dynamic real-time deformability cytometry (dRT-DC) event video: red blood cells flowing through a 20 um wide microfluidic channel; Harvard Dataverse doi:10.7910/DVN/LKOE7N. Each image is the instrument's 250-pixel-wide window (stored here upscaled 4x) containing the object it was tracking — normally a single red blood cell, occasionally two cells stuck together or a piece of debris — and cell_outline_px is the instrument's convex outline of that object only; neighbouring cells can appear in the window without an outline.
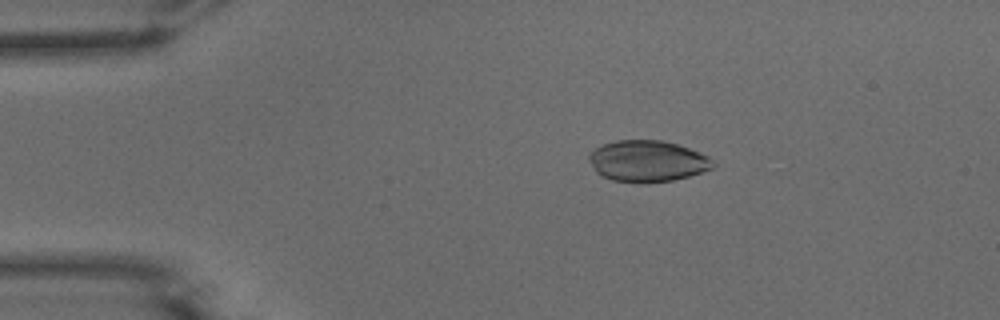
{"species": "common noctule bat (a hibernating species)", "species_latin": "Nyctalus noctula", "temperature_condition": "warm", "stored_images_in_passage": 27, "camera_frame_rate_fps": 3000, "um_per_image_px": 0.085, "animal": {"sex": "male", "body_mass_g": 15.6}, "frame": {"image": 1, "passage_image": 4, "time_ms": 1.0, "image_size_px": [1000, 320], "cell_outline_px": [[716, 164], [712, 168], [688, 176], [672, 180], [644, 184], [612, 180], [596, 172], [588, 160], [588, 156], [596, 148], [604, 144], [616, 140], [660, 140], [676, 144], [688, 148], [708, 156]], "centroid_in_image_um": [55.02, 13.7], "position_along_channel_um": 30.0, "area_um2": 29.71}}
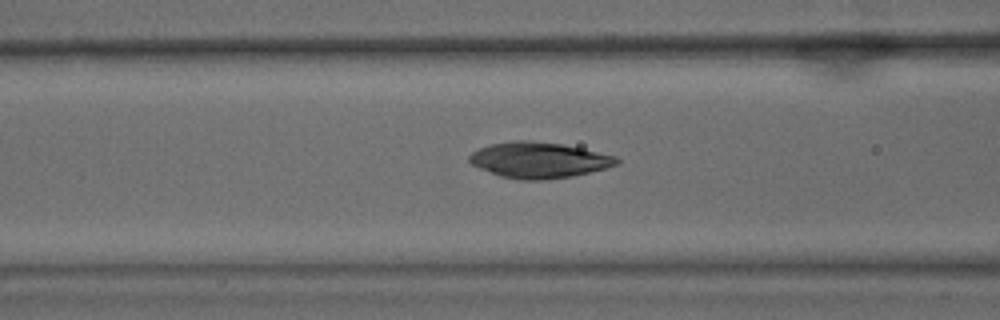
{"frame": {"image": 2, "passage_image": 15, "time_ms": 4.667, "image_size_px": [1000, 320], "cell_outline_px": [[620, 164], [572, 176], [548, 180], [520, 180], [500, 176], [480, 168], [472, 164], [468, 160], [468, 156], [472, 152], [480, 148], [492, 144], [512, 140], [528, 140], [564, 144], [616, 156], [620, 160]], "centroid_in_image_um": [45.81, 13.6], "position_along_channel_um": 120.8, "area_um2": 30.75}}
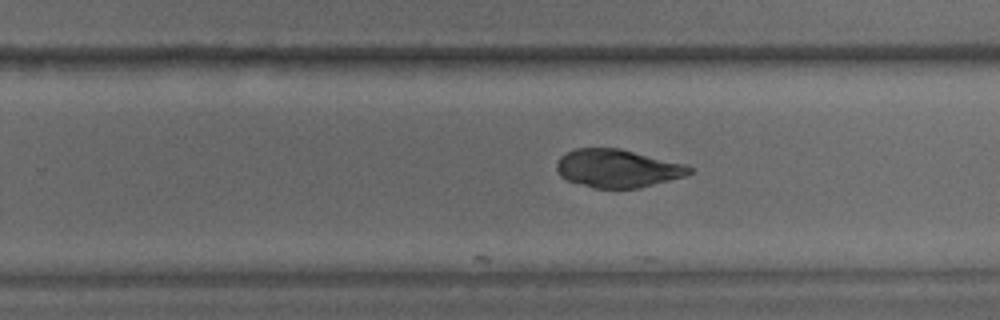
{"frame": {"image": 3, "passage_image": 27, "time_ms": 8.667, "image_size_px": [1000, 320], "cell_outline_px": [[692, 172], [684, 176], [640, 188], [596, 188], [568, 180], [560, 176], [556, 168], [556, 164], [560, 156], [576, 148], [620, 148], [688, 164], [692, 168]], "centroid_in_image_um": [52.52, 14.3], "position_along_channel_um": 277.3, "area_um2": 29.48}}